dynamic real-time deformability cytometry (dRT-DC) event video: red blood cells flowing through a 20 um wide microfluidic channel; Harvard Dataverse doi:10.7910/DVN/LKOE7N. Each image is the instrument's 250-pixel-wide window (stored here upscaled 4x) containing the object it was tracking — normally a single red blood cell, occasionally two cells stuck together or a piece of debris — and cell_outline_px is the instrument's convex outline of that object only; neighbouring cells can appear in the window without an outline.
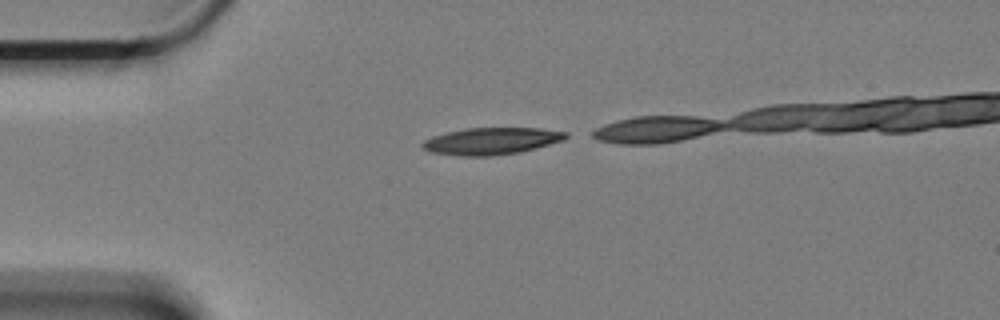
{"species": "Egyptian fruit bat (a non-hibernating species)", "species_latin": "Rousettus aegyptiacus", "temperature_condition": "cold", "stored_images_in_passage": 12, "camera_frame_rate_fps": 3000, "um_per_image_px": 0.085, "animal": {"sex": "female"}, "frame": {"image": 1, "passage_image": 1, "time_ms": 0.0, "image_size_px": [1000, 320], "cell_outline_px": [[568, 136], [564, 140], [516, 152], [488, 156], [460, 156], [432, 152], [420, 148], [420, 144], [424, 140], [432, 136], [444, 132], [468, 128], [540, 128], [568, 132]], "centroid_in_image_um": [41.7, 11.98], "position_along_channel_um": 43.3, "area_um2": 22.37}}
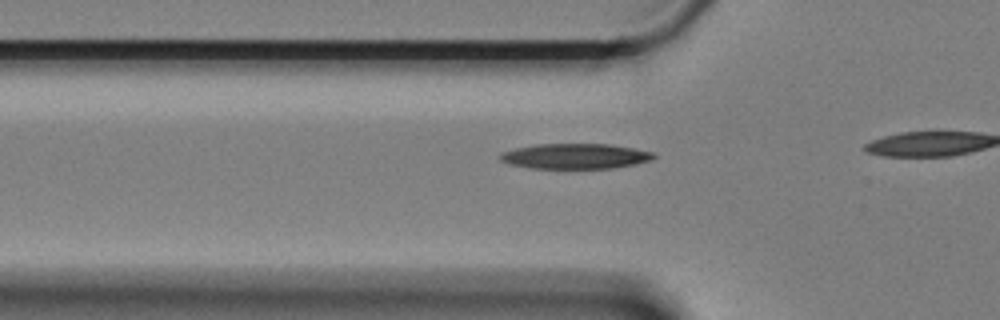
{"frame": {"image": 2, "passage_image": 6, "time_ms": 1.667, "image_size_px": [1000, 320], "cell_outline_px": [[656, 156], [652, 160], [636, 164], [612, 168], [532, 168], [508, 164], [500, 160], [500, 152], [516, 148], [536, 144], [608, 144], [632, 148], [652, 152]], "centroid_in_image_um": [48.87, 13.28], "position_along_channel_um": 76.9, "area_um2": 22.54}}
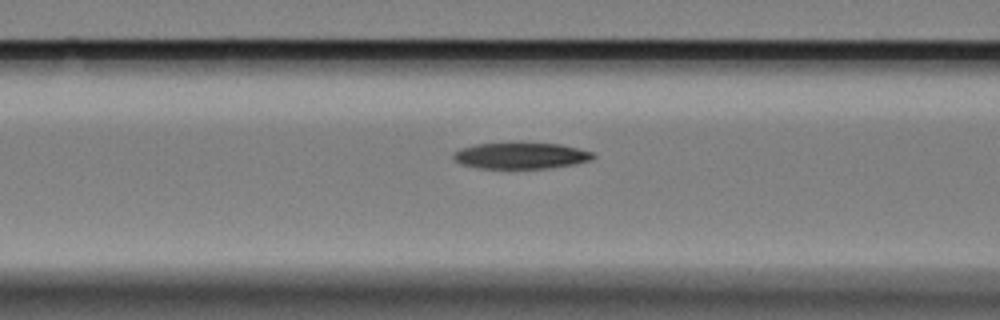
{"frame": {"image": 3, "passage_image": 10, "time_ms": 3.0, "image_size_px": [1000, 320], "cell_outline_px": [[596, 156], [588, 160], [576, 164], [548, 168], [476, 168], [460, 164], [452, 156], [452, 152], [460, 148], [476, 144], [520, 140], [524, 140], [560, 144], [592, 152]], "centroid_in_image_um": [44.22, 13.18], "position_along_channel_um": 122.4, "area_um2": 22.25}}